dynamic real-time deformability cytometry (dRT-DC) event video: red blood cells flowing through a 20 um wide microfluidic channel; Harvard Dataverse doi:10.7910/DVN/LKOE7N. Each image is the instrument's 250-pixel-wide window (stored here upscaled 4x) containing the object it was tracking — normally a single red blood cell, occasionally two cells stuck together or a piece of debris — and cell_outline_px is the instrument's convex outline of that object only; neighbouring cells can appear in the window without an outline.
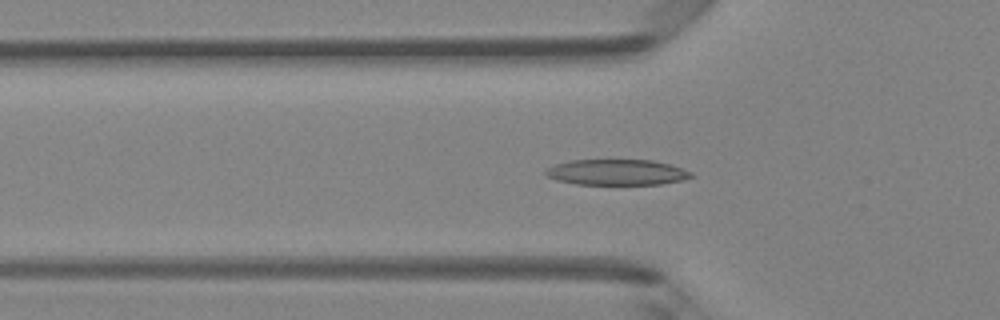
{"species": "Egyptian fruit bat (a non-hibernating species)", "species_latin": "Rousettus aegyptiacus", "temperature_condition": "room temperature", "stored_images_in_passage": 49, "camera_frame_rate_fps": 3000, "um_per_image_px": 0.085, "animal": {"sex": "female"}, "frame": {"image": 1, "passage_image": 16, "time_ms": 5.0, "image_size_px": [1000, 320], "cell_outline_px": [[696, 176], [684, 180], [660, 184], [576, 184], [556, 180], [548, 176], [544, 172], [548, 168], [556, 164], [572, 160], [652, 160], [668, 164], [692, 172]], "centroid_in_image_um": [52.46, 14.64], "position_along_channel_um": 73.3, "area_um2": 21.68}}
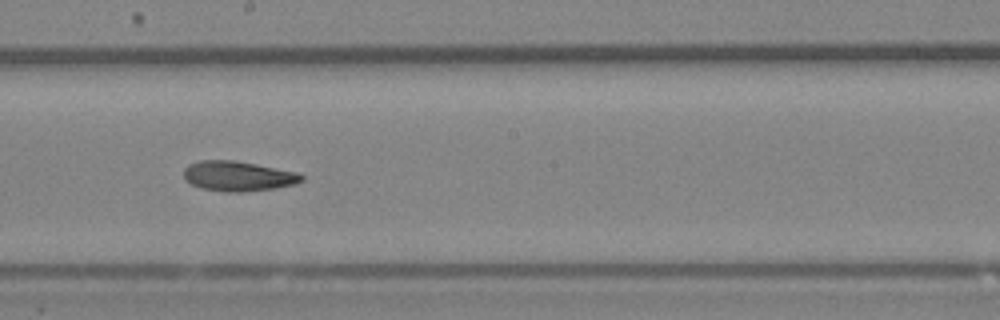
{"frame": {"image": 2, "passage_image": 27, "time_ms": 8.667, "image_size_px": [1000, 320], "cell_outline_px": [[304, 180], [296, 184], [276, 188], [240, 192], [228, 192], [200, 188], [184, 180], [184, 168], [188, 164], [200, 160], [232, 160], [256, 164], [296, 172], [304, 176]], "centroid_in_image_um": [20.22, 14.97], "position_along_channel_um": 228.0, "area_um2": 20.63}}
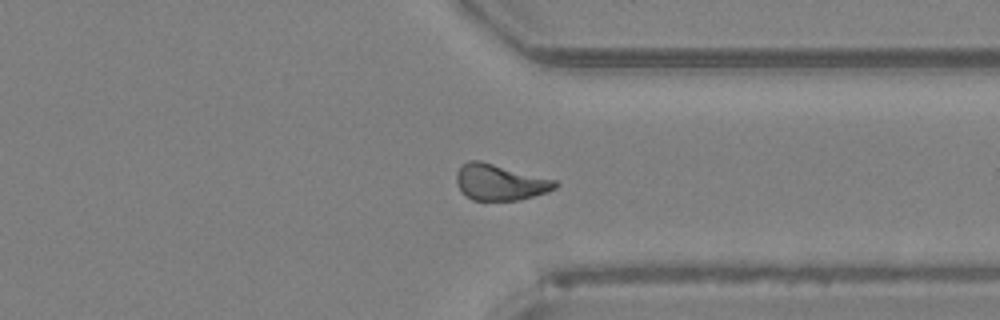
{"frame": {"image": 3, "passage_image": 37, "time_ms": 12.0, "image_size_px": [1000, 320], "cell_outline_px": [[560, 184], [556, 188], [548, 192], [516, 200], [472, 200], [456, 184], [456, 172], [468, 160], [480, 160], [556, 180]], "centroid_in_image_um": [42.51, 15.48], "position_along_channel_um": 368.9, "area_um2": 20.58}, "authors_computed_cell_mechanics": {"area_um2": 20.6346, "velocity_mm_per_s": 4.2209, "shape_relaxation_time_tau1_ms": 4.5788, "shape_relaxation_time_tau2_ms": 3.6253, "deformation_change_tau1": 0.1702, "deformation_change_tau2": 0.1154}}